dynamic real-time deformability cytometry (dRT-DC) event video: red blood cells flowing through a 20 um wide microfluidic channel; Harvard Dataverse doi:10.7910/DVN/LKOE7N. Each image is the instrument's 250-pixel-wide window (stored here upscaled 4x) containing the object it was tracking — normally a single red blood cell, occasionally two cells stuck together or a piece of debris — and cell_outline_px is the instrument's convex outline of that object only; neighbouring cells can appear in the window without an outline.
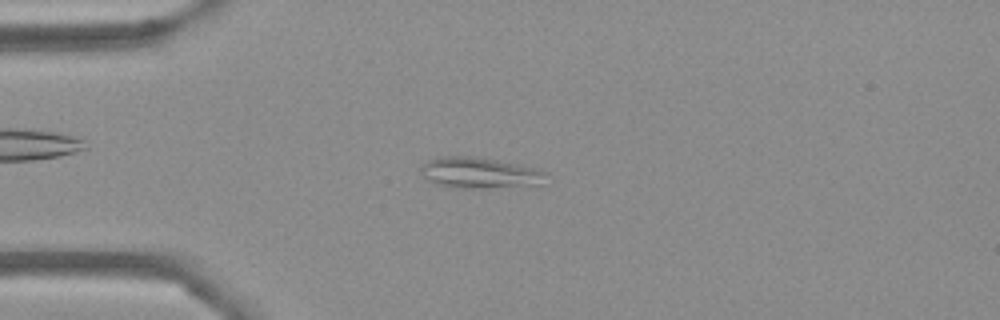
{"species": "Egyptian fruit bat (a non-hibernating species)", "species_latin": "Rousettus aegyptiacus", "temperature_condition": "cold", "stored_images_in_passage": 54, "camera_frame_rate_fps": 3000, "um_per_image_px": 0.085, "frame": {"image": 1, "passage_image": 13, "time_ms": 4.0, "image_size_px": [1000, 320], "cell_outline_px": [[548, 172], [544, 184], [488, 188], [452, 188], [436, 184], [428, 180], [420, 172], [420, 168], [428, 160], [440, 156], [468, 156], [496, 160], [520, 164], [540, 168]], "centroid_in_image_um": [40.81, 14.7], "position_along_channel_um": 44.2, "area_um2": 22.89}}
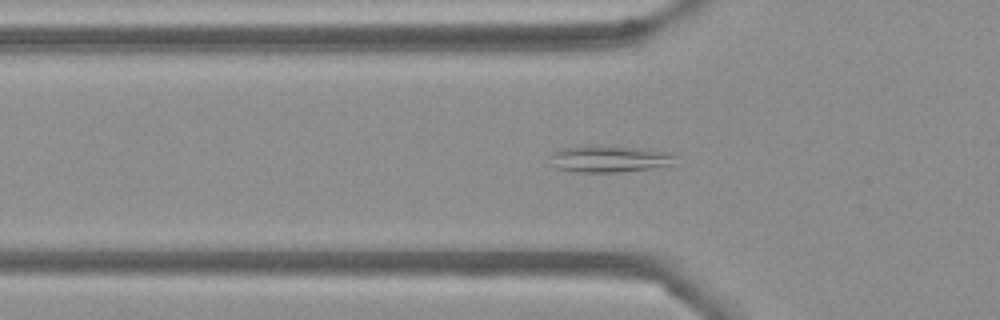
{"frame": {"image": 2, "passage_image": 17, "time_ms": 5.333, "image_size_px": [1000, 320], "cell_outline_px": [[672, 156], [668, 164], [652, 168], [616, 172], [572, 172], [556, 168], [552, 164], [548, 156], [552, 152], [560, 148], [584, 144], [600, 144], [644, 148], [668, 152]], "centroid_in_image_um": [51.6, 13.47], "position_along_channel_um": 74.2, "area_um2": 19.83}}
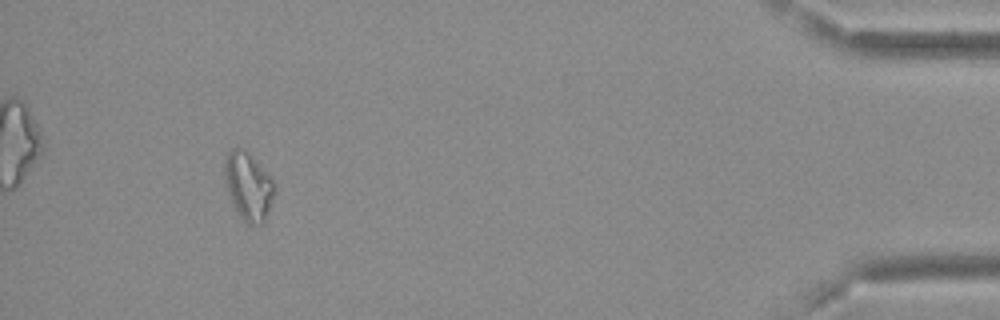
{"frame": {"image": 3, "passage_image": 50, "time_ms": 16.333, "image_size_px": [1000, 320], "cell_outline_px": [[276, 188], [264, 224], [248, 224], [240, 216], [228, 192], [224, 180], [224, 160], [228, 152], [232, 148], [244, 148], [248, 152], [272, 180]], "centroid_in_image_um": [21.1, 15.82], "position_along_channel_um": 414.1, "area_um2": 19.42}}